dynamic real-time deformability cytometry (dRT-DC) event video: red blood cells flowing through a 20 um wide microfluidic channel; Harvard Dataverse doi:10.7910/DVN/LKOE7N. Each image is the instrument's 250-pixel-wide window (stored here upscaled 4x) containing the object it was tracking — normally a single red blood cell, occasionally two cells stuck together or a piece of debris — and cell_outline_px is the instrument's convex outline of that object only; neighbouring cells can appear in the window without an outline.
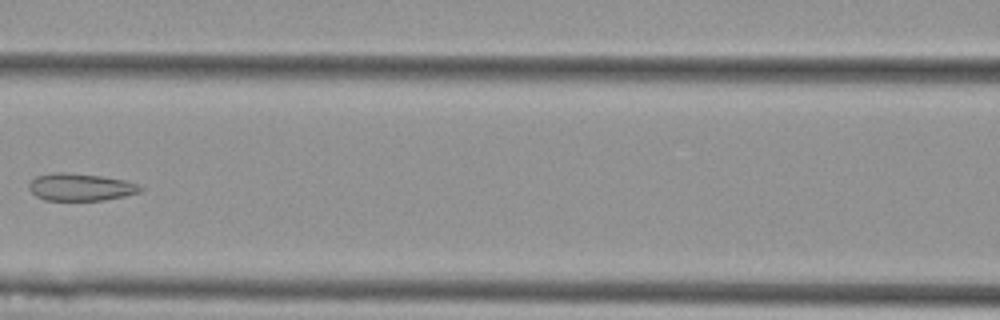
{"species": "Egyptian fruit bat (a non-hibernating species)", "species_latin": "Rousettus aegyptiacus", "temperature_condition": "cold", "stored_images_in_passage": 5, "camera_frame_rate_fps": 3000, "um_per_image_px": 0.085, "animal": {"sex": "female"}, "frame": {"image": 1, "passage_image": 4, "time_ms": 1.0, "image_size_px": [1000, 320], "cell_outline_px": [[144, 188], [140, 192], [124, 196], [104, 200], [44, 200], [36, 196], [28, 188], [28, 184], [36, 176], [56, 172], [64, 172], [100, 176], [124, 180], [136, 184]], "centroid_in_image_um": [6.82, 15.9], "position_along_channel_um": 159.8, "area_um2": 17.63}}
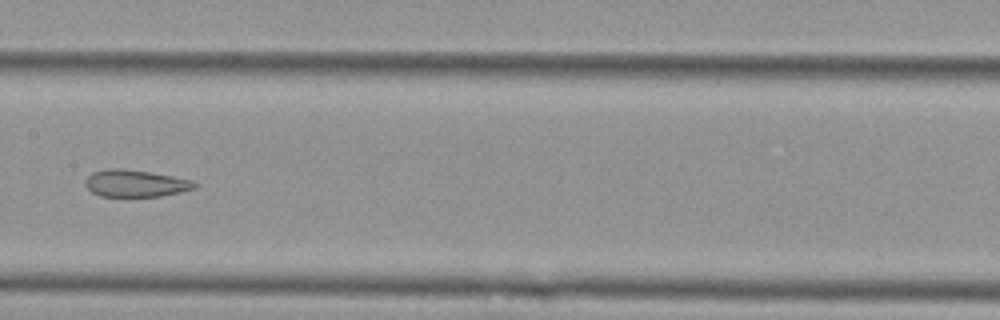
{"frame": {"image": 2, "passage_image": 5, "time_ms": 1.333, "image_size_px": [1000, 320], "cell_outline_px": [[200, 184], [196, 188], [180, 192], [160, 196], [100, 196], [92, 192], [88, 188], [84, 180], [92, 172], [104, 168], [120, 168], [148, 172], [172, 176], [192, 180]], "centroid_in_image_um": [11.52, 15.58], "position_along_channel_um": 195.9, "area_um2": 17.22}}